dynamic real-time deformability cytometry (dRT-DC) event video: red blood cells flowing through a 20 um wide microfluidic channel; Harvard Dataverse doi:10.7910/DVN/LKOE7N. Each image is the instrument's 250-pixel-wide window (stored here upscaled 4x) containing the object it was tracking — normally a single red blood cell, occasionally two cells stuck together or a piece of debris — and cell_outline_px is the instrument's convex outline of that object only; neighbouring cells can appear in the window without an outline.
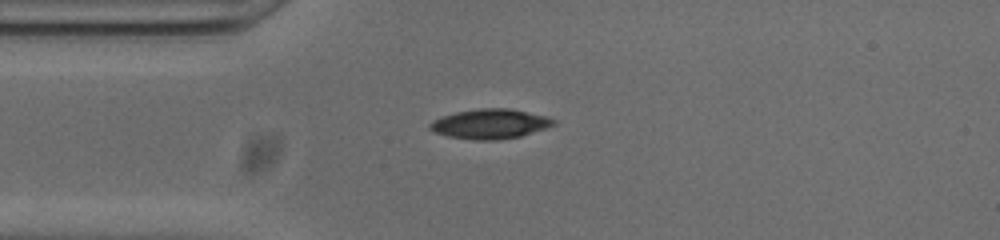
{"species": "common noctule bat (a hibernating species)", "species_latin": "Nyctalus noctula", "temperature_condition": "cold", "stored_images_in_passage": 41, "camera_frame_rate_fps": 3000, "um_per_image_px": 0.085, "animal": {"sex": "male", "body_mass_g": 20.0, "forearm_length_mm": 53.3}, "frame": {"image": 1, "passage_image": 1, "time_ms": 0.0, "image_size_px": [1000, 240], "cell_outline_px": [[556, 124], [548, 128], [520, 136], [496, 140], [476, 140], [448, 136], [436, 132], [428, 128], [428, 124], [432, 120], [456, 112], [480, 108], [508, 108], [544, 116], [556, 120]], "centroid_in_image_um": [41.66, 10.53], "position_along_channel_um": 43.3, "area_um2": 21.27}}
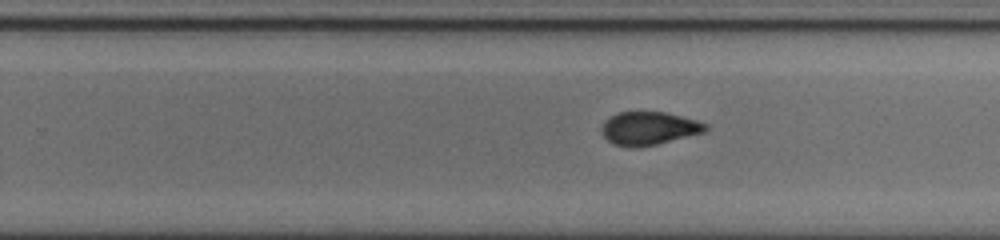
{"frame": {"image": 2, "passage_image": 20, "time_ms": 6.333, "image_size_px": [1000, 240], "cell_outline_px": [[708, 128], [704, 132], [656, 144], [636, 148], [632, 148], [612, 144], [600, 132], [600, 128], [604, 120], [616, 112], [664, 112], [696, 120], [708, 124]], "centroid_in_image_um": [55.1, 10.91], "position_along_channel_um": 274.7, "area_um2": 20.17}}
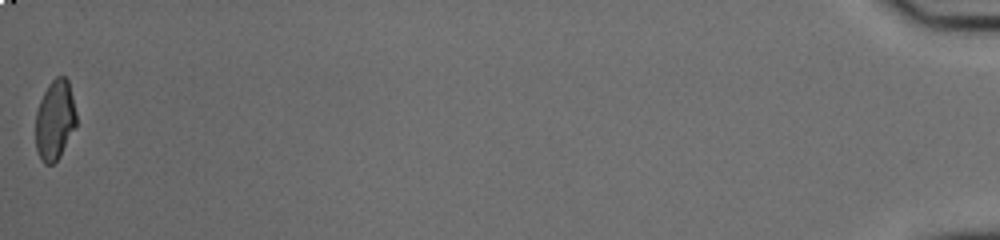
{"frame": {"image": 3, "passage_image": 41, "time_ms": 13.333, "image_size_px": [1000, 240], "cell_outline_px": [[76, 124], [60, 156], [52, 164], [44, 164], [40, 160], [36, 148], [36, 112], [40, 100], [48, 84], [56, 76], [64, 76], [68, 80], [76, 112]], "centroid_in_image_um": [4.65, 10.2], "position_along_channel_um": 430.5, "area_um2": 18.84}, "authors_computed_cell_mechanics": {"area_um2": 20.5768, "velocity_mm_per_s": 3.8243, "shape_relaxation_time_tau1_ms": 7.6876, "shape_relaxation_time_tau2_ms": 2.0807, "deformation_change_tau1": 0.2191, "deformation_change_tau2": 0.0679}}